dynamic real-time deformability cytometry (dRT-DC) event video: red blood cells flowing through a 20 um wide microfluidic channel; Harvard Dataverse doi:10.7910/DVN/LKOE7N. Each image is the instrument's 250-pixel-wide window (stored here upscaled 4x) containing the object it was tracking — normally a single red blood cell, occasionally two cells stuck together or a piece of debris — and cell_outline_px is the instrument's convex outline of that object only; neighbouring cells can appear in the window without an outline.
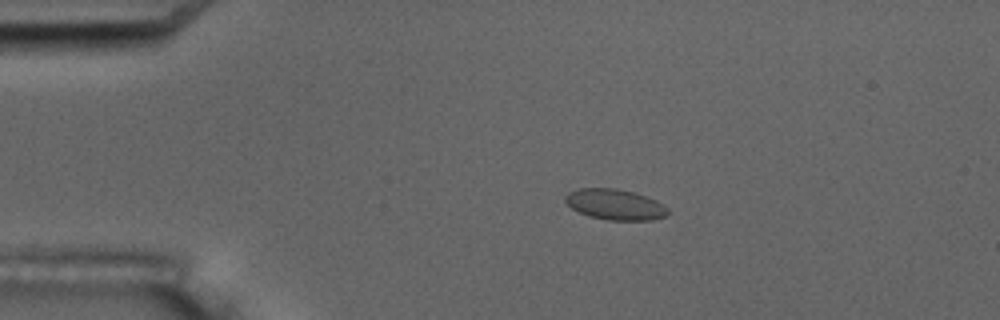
{"species": "common noctule bat (a hibernating species)", "species_latin": "Nyctalus noctula", "temperature_condition": "room temperature", "stored_images_in_passage": 5, "camera_frame_rate_fps": 3000, "um_per_image_px": 0.085, "animal": {"sex": "male", "body_mass_g": 17.5, "forearm_length_mm": 52.3}, "frame": {"image": 1, "passage_image": 3, "time_ms": 3.0, "image_size_px": [1000, 320], "cell_outline_px": [[668, 216], [652, 220], [608, 220], [588, 216], [572, 208], [564, 200], [564, 196], [568, 192], [580, 188], [616, 188], [632, 192], [656, 200], [664, 204], [668, 208]], "centroid_in_image_um": [52.29, 17.38], "position_along_channel_um": 32.7, "area_um2": 18.38}}